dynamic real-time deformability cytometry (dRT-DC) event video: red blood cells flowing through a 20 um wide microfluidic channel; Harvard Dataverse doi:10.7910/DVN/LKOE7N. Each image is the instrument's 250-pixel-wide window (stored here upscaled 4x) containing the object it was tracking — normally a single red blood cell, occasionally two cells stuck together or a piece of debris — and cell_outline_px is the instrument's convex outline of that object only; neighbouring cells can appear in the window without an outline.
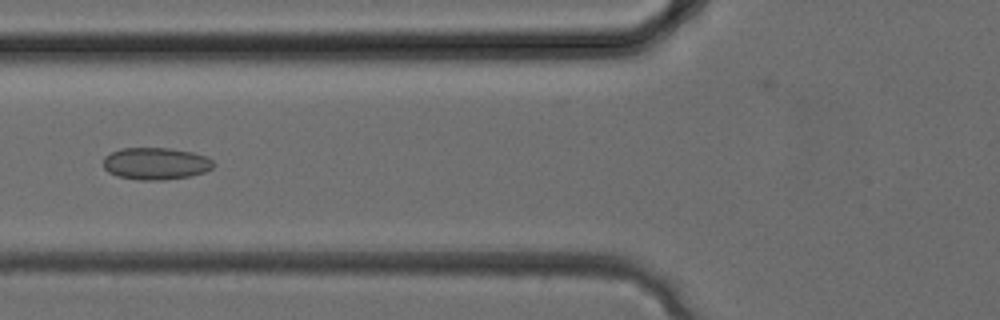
{"species": "common noctule bat (a hibernating species)", "species_latin": "Nyctalus noctula", "temperature_condition": "cold", "stored_images_in_passage": 33, "camera_frame_rate_fps": 3000, "um_per_image_px": 0.085, "animal": {"sex": "female", "body_mass_g": 24.6, "forearm_length_mm": 56.2}, "frame": {"image": 1, "passage_image": 13, "time_ms": 4.0, "image_size_px": [1000, 320], "cell_outline_px": [[216, 164], [212, 168], [204, 172], [188, 176], [164, 180], [140, 180], [116, 176], [108, 172], [104, 168], [104, 156], [120, 148], [172, 148], [192, 152], [208, 156]], "centroid_in_image_um": [13.25, 13.9], "position_along_channel_um": 112.6, "area_um2": 20.75}}
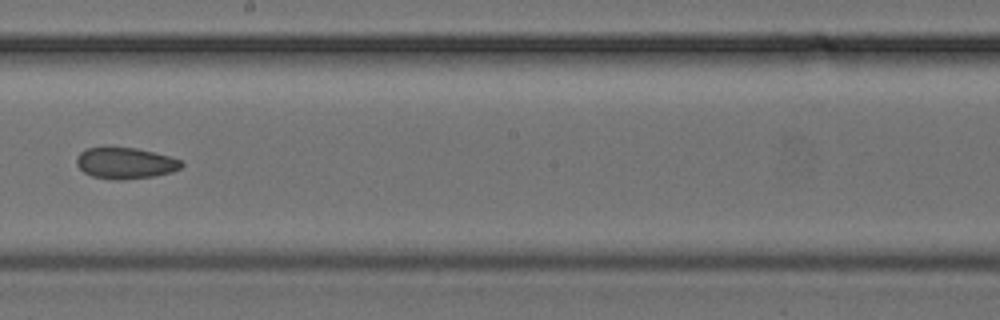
{"frame": {"image": 2, "passage_image": 19, "time_ms": 6.0, "image_size_px": [1000, 320], "cell_outline_px": [[184, 164], [180, 168], [172, 172], [156, 176], [124, 180], [116, 180], [92, 176], [84, 172], [76, 164], [76, 156], [80, 152], [88, 148], [108, 144], [136, 148], [168, 156], [180, 160]], "centroid_in_image_um": [10.61, 13.83], "position_along_channel_um": 237.6, "area_um2": 19.65}}
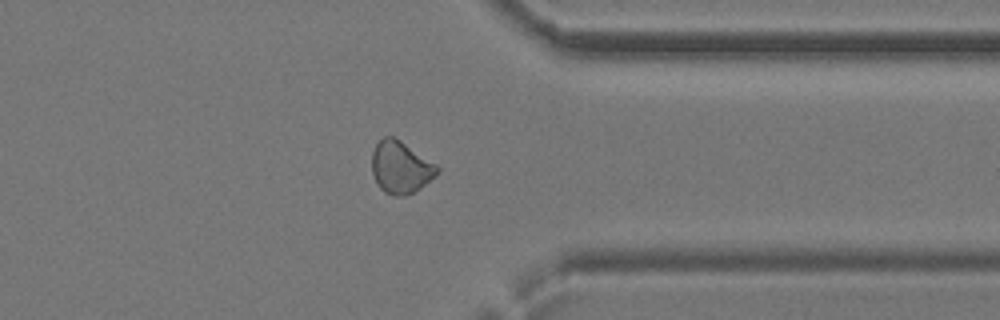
{"frame": {"image": 3, "passage_image": 26, "time_ms": 8.333, "image_size_px": [1000, 320], "cell_outline_px": [[440, 172], [436, 176], [420, 188], [404, 196], [392, 196], [384, 192], [380, 188], [372, 172], [372, 152], [376, 144], [384, 136], [392, 136], [400, 140], [436, 164], [440, 168]], "centroid_in_image_um": [34.06, 14.23], "position_along_channel_um": 377.3, "area_um2": 19.83}}